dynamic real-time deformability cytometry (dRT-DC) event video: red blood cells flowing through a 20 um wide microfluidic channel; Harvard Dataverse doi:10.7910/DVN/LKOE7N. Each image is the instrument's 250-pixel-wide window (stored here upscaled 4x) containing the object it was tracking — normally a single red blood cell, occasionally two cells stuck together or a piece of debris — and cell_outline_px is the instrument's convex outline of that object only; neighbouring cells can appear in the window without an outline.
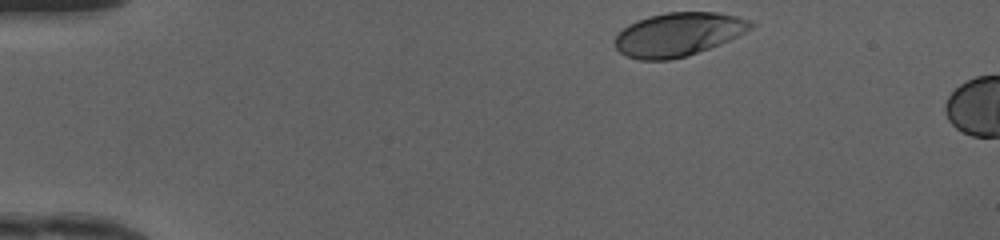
{"species": "human", "species_latin": "Homo sapiens", "temperature_condition": "cold", "stored_images_in_passage": 4, "camera_frame_rate_fps": 3000, "um_per_image_px": 0.085, "donor": {"sex": "female"}, "frame": {"image": 1, "passage_image": 1, "time_ms": 0.0, "image_size_px": [1000, 240], "cell_outline_px": [[756, 24], [752, 28], [720, 44], [688, 56], [668, 60], [640, 60], [628, 56], [620, 52], [616, 48], [616, 36], [628, 24], [636, 20], [648, 16], [668, 12], [716, 12], [736, 16], [752, 20]], "centroid_in_image_um": [57.67, 2.91], "position_along_channel_um": 27.3, "area_um2": 34.39}}